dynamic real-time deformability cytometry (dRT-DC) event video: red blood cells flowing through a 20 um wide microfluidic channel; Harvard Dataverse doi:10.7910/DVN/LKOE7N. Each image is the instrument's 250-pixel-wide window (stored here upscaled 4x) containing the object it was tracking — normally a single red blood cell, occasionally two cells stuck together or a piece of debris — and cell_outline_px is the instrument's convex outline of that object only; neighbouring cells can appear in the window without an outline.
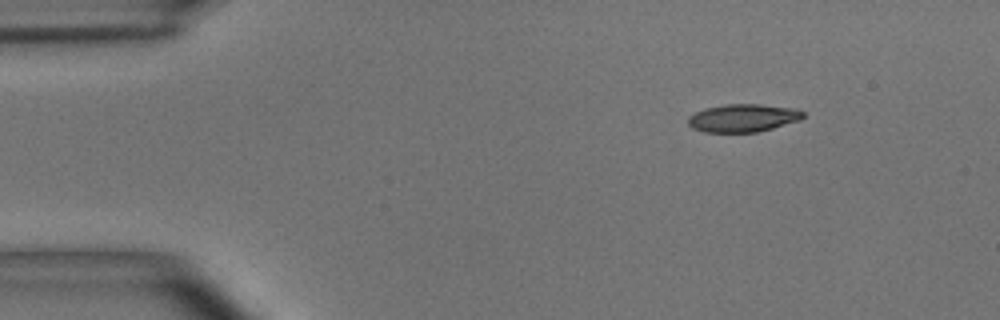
{"species": "common noctule bat (a hibernating species)", "species_latin": "Nyctalus noctula", "temperature_condition": "room temperature", "stored_images_in_passage": 6, "camera_frame_rate_fps": 3000, "um_per_image_px": 0.085, "animal": {"sex": "male", "body_mass_g": 15.6}, "frame": {"image": 1, "passage_image": 6, "time_ms": 1.667, "image_size_px": [1000, 320], "cell_outline_px": [[804, 116], [800, 120], [772, 128], [756, 132], [704, 132], [692, 128], [688, 124], [688, 116], [704, 108], [724, 104], [760, 104], [792, 108], [804, 112]], "centroid_in_image_um": [63.12, 10.02], "position_along_channel_um": 21.9, "area_um2": 18.67}}